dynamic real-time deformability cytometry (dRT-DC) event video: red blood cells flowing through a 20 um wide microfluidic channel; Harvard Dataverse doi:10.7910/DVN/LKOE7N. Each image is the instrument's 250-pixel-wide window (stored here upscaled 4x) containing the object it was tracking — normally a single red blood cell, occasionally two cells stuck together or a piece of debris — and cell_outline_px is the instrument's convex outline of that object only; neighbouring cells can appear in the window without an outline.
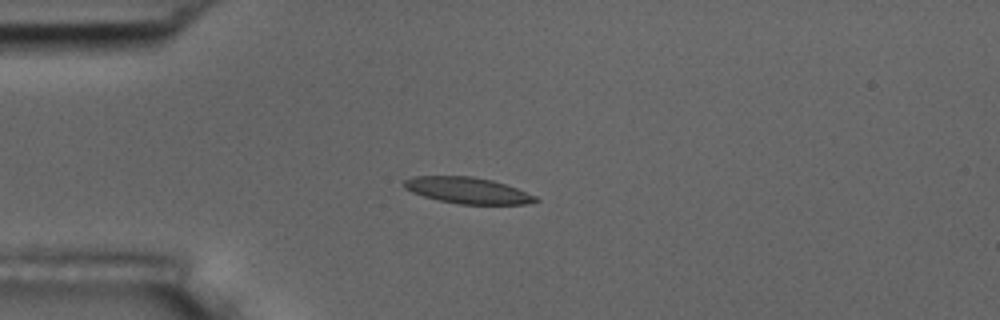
{"species": "common noctule bat (a hibernating species)", "species_latin": "Nyctalus noctula", "temperature_condition": "room temperature", "stored_images_in_passage": 55, "camera_frame_rate_fps": 3000, "um_per_image_px": 0.085, "animal": {"sex": "male", "body_mass_g": 17.5, "forearm_length_mm": 52.3}, "frame": {"image": 1, "passage_image": 14, "time_ms": 4.333, "image_size_px": [1000, 320], "cell_outline_px": [[540, 200], [528, 204], [460, 204], [440, 200], [424, 196], [412, 192], [404, 188], [404, 180], [412, 176], [472, 176], [492, 180], [516, 188], [536, 196]], "centroid_in_image_um": [39.74, 16.18], "position_along_channel_um": 45.3, "area_um2": 19.94}}
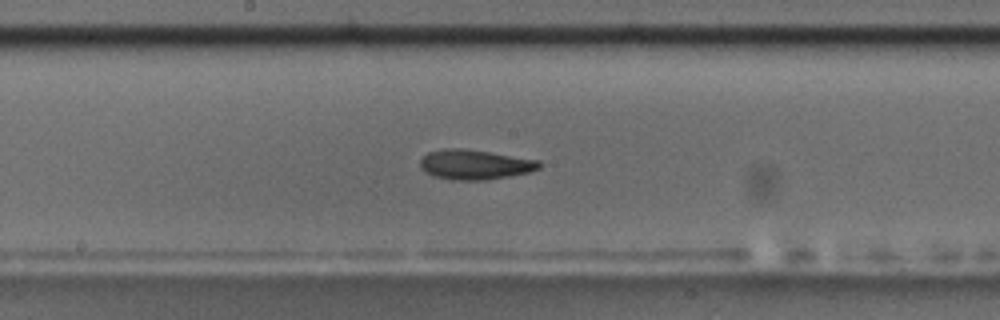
{"frame": {"image": 2, "passage_image": 29, "time_ms": 9.333, "image_size_px": [1000, 320], "cell_outline_px": [[544, 164], [540, 168], [532, 172], [484, 180], [452, 180], [432, 176], [424, 172], [420, 168], [420, 160], [428, 152], [444, 148], [464, 148], [540, 160]], "centroid_in_image_um": [40.37, 13.99], "position_along_channel_um": 207.8, "area_um2": 20.98}}
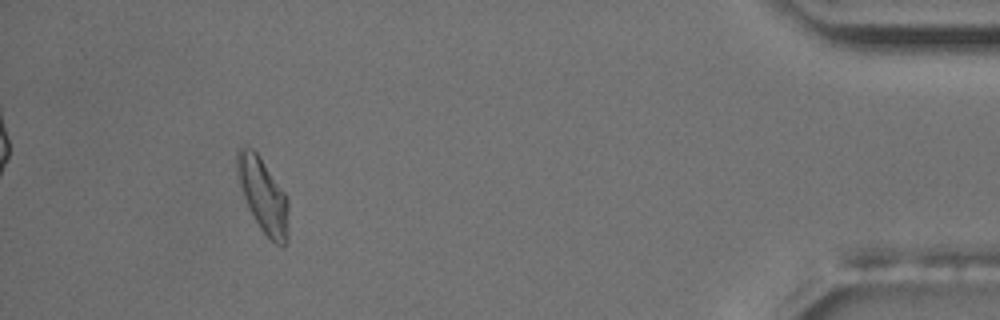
{"frame": {"image": 3, "passage_image": 51, "time_ms": 16.667, "image_size_px": [1000, 320], "cell_outline_px": [[288, 240], [284, 244], [276, 244], [260, 228], [248, 208], [240, 188], [236, 176], [236, 152], [244, 144], [252, 148], [260, 156], [288, 196]], "centroid_in_image_um": [22.34, 16.54], "position_along_channel_um": 412.9, "area_um2": 22.6}, "authors_computed_cell_mechanics": {"area_um2": 20.23, "velocity_mm_per_s": 3.6379, "shape_relaxation_time_tau1_ms": 7.0001, "shape_relaxation_time_tau2_ms": 2.0166, "deformation_change_tau1": 0.196, "deformation_change_tau2": 0.0759}}